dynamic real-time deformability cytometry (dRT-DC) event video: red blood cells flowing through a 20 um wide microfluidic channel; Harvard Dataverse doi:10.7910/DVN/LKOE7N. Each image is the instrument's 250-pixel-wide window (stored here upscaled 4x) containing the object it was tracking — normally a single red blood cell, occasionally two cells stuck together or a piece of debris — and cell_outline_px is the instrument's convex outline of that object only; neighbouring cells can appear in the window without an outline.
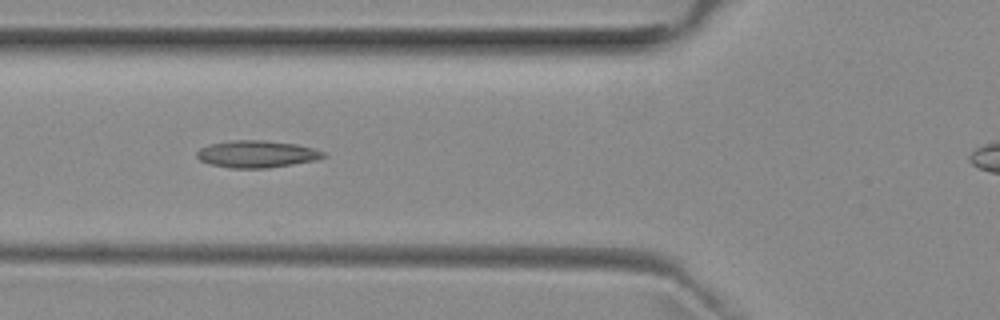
{"species": "common noctule bat (a hibernating species)", "species_latin": "Nyctalus noctula", "temperature_condition": "room temperature", "stored_images_in_passage": 17, "camera_frame_rate_fps": 3000, "um_per_image_px": 0.085, "animal": {"sex": "female", "body_mass_g": 29.2, "forearm_length_mm": 56.3}, "frame": {"image": 1, "passage_image": 12, "time_ms": 3.667, "image_size_px": [1000, 320], "cell_outline_px": [[328, 156], [316, 160], [268, 168], [232, 168], [212, 164], [200, 160], [196, 156], [196, 152], [200, 148], [208, 144], [232, 140], [264, 140], [296, 144], [312, 148], [324, 152]], "centroid_in_image_um": [21.82, 13.09], "position_along_channel_um": 104.0, "area_um2": 19.94}}
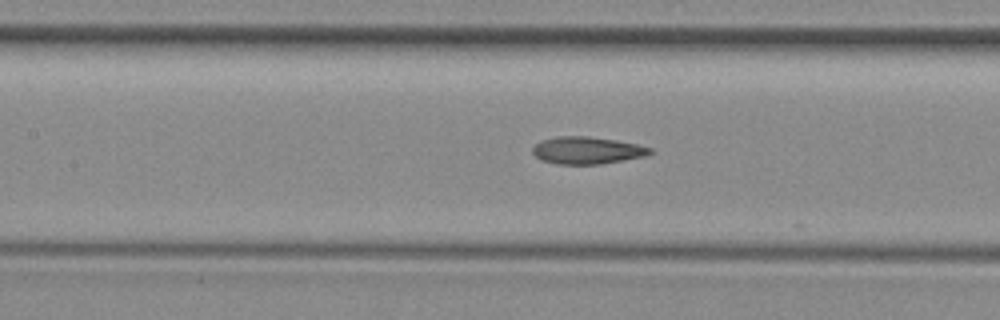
{"frame": {"image": 2, "passage_image": 16, "time_ms": 5.0, "image_size_px": [1000, 320], "cell_outline_px": [[656, 152], [648, 156], [600, 164], [556, 164], [540, 160], [532, 152], [532, 148], [536, 144], [544, 140], [560, 136], [588, 136], [616, 140], [636, 144], [652, 148]], "centroid_in_image_um": [49.95, 12.79], "position_along_channel_um": 157.4, "area_um2": 18.73}}